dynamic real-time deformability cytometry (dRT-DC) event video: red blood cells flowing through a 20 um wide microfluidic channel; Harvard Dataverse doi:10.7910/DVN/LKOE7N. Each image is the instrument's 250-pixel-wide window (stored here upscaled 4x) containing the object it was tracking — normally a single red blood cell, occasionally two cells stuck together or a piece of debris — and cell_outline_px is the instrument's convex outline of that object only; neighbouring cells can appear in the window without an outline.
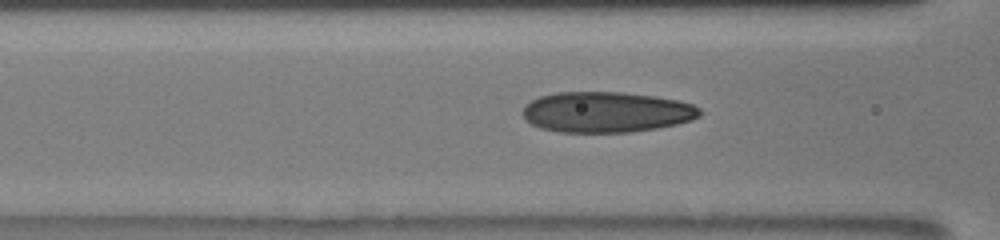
{"species": "human", "species_latin": "Homo sapiens", "temperature_condition": "room temperature", "stored_images_in_passage": 17, "camera_frame_rate_fps": 3000, "um_per_image_px": 0.085, "donor": {"sex": "male"}, "frame": {"image": 1, "passage_image": 12, "time_ms": 1.667, "image_size_px": [1000, 240], "cell_outline_px": [[700, 116], [692, 120], [676, 124], [656, 128], [628, 132], [560, 132], [540, 128], [532, 124], [520, 112], [524, 104], [540, 96], [556, 92], [624, 92], [652, 96], [676, 100], [692, 104], [700, 108]], "centroid_in_image_um": [51.5, 9.52], "position_along_channel_um": 115.1, "area_um2": 41.91}}